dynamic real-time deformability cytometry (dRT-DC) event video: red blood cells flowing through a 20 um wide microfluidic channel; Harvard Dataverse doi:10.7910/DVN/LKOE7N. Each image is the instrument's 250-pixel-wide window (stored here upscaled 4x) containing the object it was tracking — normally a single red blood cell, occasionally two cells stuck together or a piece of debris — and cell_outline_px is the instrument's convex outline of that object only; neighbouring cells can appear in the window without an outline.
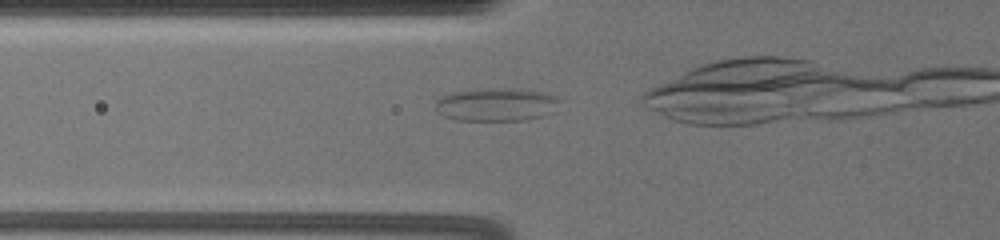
{"species": "common noctule bat (a hibernating species)", "species_latin": "Nyctalus noctula", "temperature_condition": "warm", "stored_images_in_passage": 39, "camera_frame_rate_fps": 3000, "um_per_image_px": 0.085, "animal": {"sex": "female", "body_mass_g": 19.5, "forearm_length_mm": 54.1}, "frame": {"image": 1, "passage_image": 13, "time_ms": 4.0, "image_size_px": [1000, 240], "cell_outline_px": [[556, 100], [552, 112], [544, 116], [524, 120], [456, 120], [444, 116], [436, 108], [436, 100], [440, 96], [452, 92], [476, 88], [504, 88], [548, 92], [556, 96]], "centroid_in_image_um": [42.14, 8.87], "position_along_channel_um": 83.7, "area_um2": 23.93}}
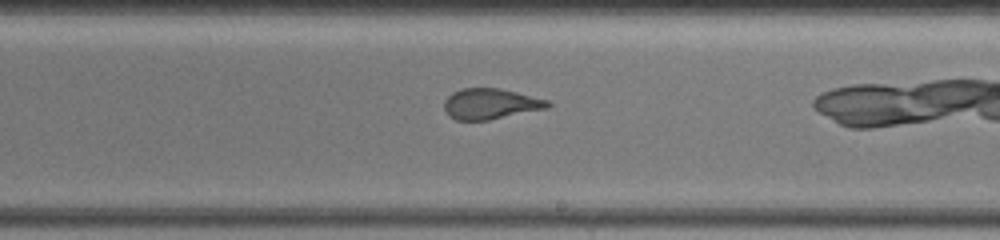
{"frame": {"image": 2, "passage_image": 27, "time_ms": 8.667, "image_size_px": [1000, 240], "cell_outline_px": [[552, 104], [548, 108], [488, 120], [456, 120], [448, 116], [444, 108], [444, 100], [452, 92], [460, 88], [496, 88], [516, 92], [548, 100]], "centroid_in_image_um": [41.66, 8.83], "position_along_channel_um": 247.3, "area_um2": 18.5}}
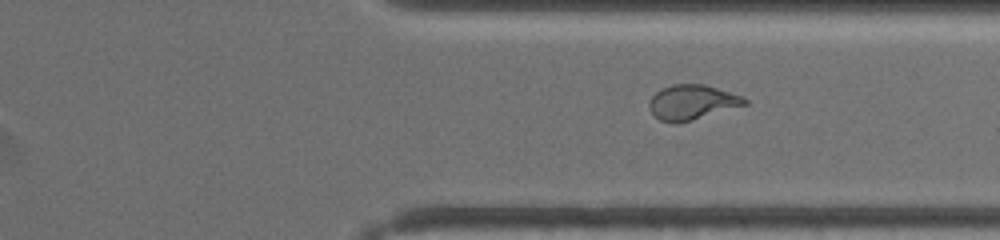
{"frame": {"image": 3, "passage_image": 36, "time_ms": 11.667, "image_size_px": [1000, 240], "cell_outline_px": [[748, 104], [692, 120], [676, 124], [672, 124], [660, 120], [648, 108], [648, 100], [660, 88], [672, 84], [704, 84], [744, 96], [748, 100]], "centroid_in_image_um": [58.81, 8.69], "position_along_channel_um": 352.6, "area_um2": 19.59}}